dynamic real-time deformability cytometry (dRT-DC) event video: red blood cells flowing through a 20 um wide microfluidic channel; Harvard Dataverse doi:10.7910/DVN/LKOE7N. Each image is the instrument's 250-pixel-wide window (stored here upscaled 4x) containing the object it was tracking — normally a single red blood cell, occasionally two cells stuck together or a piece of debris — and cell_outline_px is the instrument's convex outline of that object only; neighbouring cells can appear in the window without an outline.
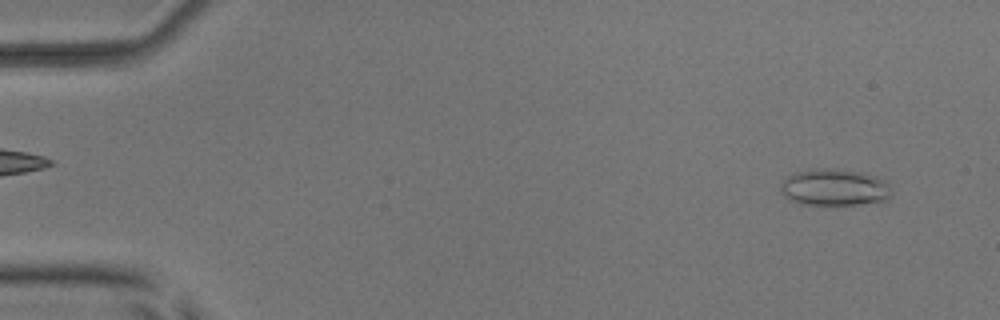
{"species": "common noctule bat (a hibernating species)", "species_latin": "Nyctalus noctula", "temperature_condition": "room temperature", "stored_images_in_passage": 4, "camera_frame_rate_fps": 3000, "um_per_image_px": 0.085, "animal": {"sex": "male", "body_mass_g": 17.9, "forearm_length_mm": 54.2}, "frame": {"image": 1, "passage_image": 1, "time_ms": 0.0, "image_size_px": [1000, 320], "cell_outline_px": [[892, 196], [888, 200], [856, 204], [800, 204], [788, 200], [780, 192], [780, 184], [788, 176], [796, 172], [812, 168], [832, 168], [860, 172], [876, 176], [888, 180], [892, 192]], "centroid_in_image_um": [70.94, 15.92], "position_along_channel_um": 14.1, "area_um2": 24.1}}